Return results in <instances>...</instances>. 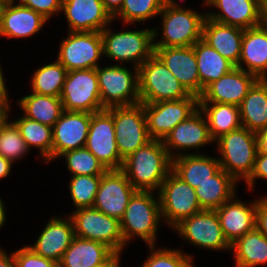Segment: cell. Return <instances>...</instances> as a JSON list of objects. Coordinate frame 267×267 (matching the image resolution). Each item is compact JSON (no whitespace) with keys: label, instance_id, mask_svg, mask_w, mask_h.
<instances>
[{"label":"cell","instance_id":"obj_8","mask_svg":"<svg viewBox=\"0 0 267 267\" xmlns=\"http://www.w3.org/2000/svg\"><path fill=\"white\" fill-rule=\"evenodd\" d=\"M69 217L76 237L101 242L114 252H122L124 249L125 243L118 219L93 207L78 208Z\"/></svg>","mask_w":267,"mask_h":267},{"label":"cell","instance_id":"obj_32","mask_svg":"<svg viewBox=\"0 0 267 267\" xmlns=\"http://www.w3.org/2000/svg\"><path fill=\"white\" fill-rule=\"evenodd\" d=\"M200 77V95L211 82L218 80L236 66L203 39L193 45Z\"/></svg>","mask_w":267,"mask_h":267},{"label":"cell","instance_id":"obj_14","mask_svg":"<svg viewBox=\"0 0 267 267\" xmlns=\"http://www.w3.org/2000/svg\"><path fill=\"white\" fill-rule=\"evenodd\" d=\"M61 41L57 60L67 69H96L103 56L101 32H71Z\"/></svg>","mask_w":267,"mask_h":267},{"label":"cell","instance_id":"obj_6","mask_svg":"<svg viewBox=\"0 0 267 267\" xmlns=\"http://www.w3.org/2000/svg\"><path fill=\"white\" fill-rule=\"evenodd\" d=\"M140 103L182 100L191 94L154 53L138 68Z\"/></svg>","mask_w":267,"mask_h":267},{"label":"cell","instance_id":"obj_51","mask_svg":"<svg viewBox=\"0 0 267 267\" xmlns=\"http://www.w3.org/2000/svg\"><path fill=\"white\" fill-rule=\"evenodd\" d=\"M0 267H15L13 252L10 257L0 248Z\"/></svg>","mask_w":267,"mask_h":267},{"label":"cell","instance_id":"obj_41","mask_svg":"<svg viewBox=\"0 0 267 267\" xmlns=\"http://www.w3.org/2000/svg\"><path fill=\"white\" fill-rule=\"evenodd\" d=\"M28 151L17 126L12 121H6L0 128V155L14 163Z\"/></svg>","mask_w":267,"mask_h":267},{"label":"cell","instance_id":"obj_21","mask_svg":"<svg viewBox=\"0 0 267 267\" xmlns=\"http://www.w3.org/2000/svg\"><path fill=\"white\" fill-rule=\"evenodd\" d=\"M170 157H176L174 150H188L201 148L204 145L213 143L210 137L209 128L203 112L198 108L187 119L178 123L162 141Z\"/></svg>","mask_w":267,"mask_h":267},{"label":"cell","instance_id":"obj_20","mask_svg":"<svg viewBox=\"0 0 267 267\" xmlns=\"http://www.w3.org/2000/svg\"><path fill=\"white\" fill-rule=\"evenodd\" d=\"M154 53L190 94L200 96V77L193 46L154 47Z\"/></svg>","mask_w":267,"mask_h":267},{"label":"cell","instance_id":"obj_33","mask_svg":"<svg viewBox=\"0 0 267 267\" xmlns=\"http://www.w3.org/2000/svg\"><path fill=\"white\" fill-rule=\"evenodd\" d=\"M199 109L206 118L213 141L243 127L239 106L226 103H199Z\"/></svg>","mask_w":267,"mask_h":267},{"label":"cell","instance_id":"obj_28","mask_svg":"<svg viewBox=\"0 0 267 267\" xmlns=\"http://www.w3.org/2000/svg\"><path fill=\"white\" fill-rule=\"evenodd\" d=\"M220 169L218 158L199 153H176L172 159V171L193 189L208 180Z\"/></svg>","mask_w":267,"mask_h":267},{"label":"cell","instance_id":"obj_39","mask_svg":"<svg viewBox=\"0 0 267 267\" xmlns=\"http://www.w3.org/2000/svg\"><path fill=\"white\" fill-rule=\"evenodd\" d=\"M59 157L65 158L72 176L103 175L107 171L105 166L86 147L64 152Z\"/></svg>","mask_w":267,"mask_h":267},{"label":"cell","instance_id":"obj_43","mask_svg":"<svg viewBox=\"0 0 267 267\" xmlns=\"http://www.w3.org/2000/svg\"><path fill=\"white\" fill-rule=\"evenodd\" d=\"M15 267H58V263L34 253L29 247L13 252Z\"/></svg>","mask_w":267,"mask_h":267},{"label":"cell","instance_id":"obj_56","mask_svg":"<svg viewBox=\"0 0 267 267\" xmlns=\"http://www.w3.org/2000/svg\"><path fill=\"white\" fill-rule=\"evenodd\" d=\"M259 7L263 11L267 7V0H258Z\"/></svg>","mask_w":267,"mask_h":267},{"label":"cell","instance_id":"obj_55","mask_svg":"<svg viewBox=\"0 0 267 267\" xmlns=\"http://www.w3.org/2000/svg\"><path fill=\"white\" fill-rule=\"evenodd\" d=\"M262 24L267 26V7L262 11Z\"/></svg>","mask_w":267,"mask_h":267},{"label":"cell","instance_id":"obj_15","mask_svg":"<svg viewBox=\"0 0 267 267\" xmlns=\"http://www.w3.org/2000/svg\"><path fill=\"white\" fill-rule=\"evenodd\" d=\"M175 230L183 239L199 248L211 250H230L231 245L226 240L216 210H202L183 219Z\"/></svg>","mask_w":267,"mask_h":267},{"label":"cell","instance_id":"obj_2","mask_svg":"<svg viewBox=\"0 0 267 267\" xmlns=\"http://www.w3.org/2000/svg\"><path fill=\"white\" fill-rule=\"evenodd\" d=\"M154 198L152 191H136L130 198L120 220L125 245L136 236L145 241L148 246H155L162 215L159 197Z\"/></svg>","mask_w":267,"mask_h":267},{"label":"cell","instance_id":"obj_48","mask_svg":"<svg viewBox=\"0 0 267 267\" xmlns=\"http://www.w3.org/2000/svg\"><path fill=\"white\" fill-rule=\"evenodd\" d=\"M257 136V154H267V128L256 133Z\"/></svg>","mask_w":267,"mask_h":267},{"label":"cell","instance_id":"obj_30","mask_svg":"<svg viewBox=\"0 0 267 267\" xmlns=\"http://www.w3.org/2000/svg\"><path fill=\"white\" fill-rule=\"evenodd\" d=\"M238 182L223 169L195 188L198 202L203 210H216L224 202L235 197Z\"/></svg>","mask_w":267,"mask_h":267},{"label":"cell","instance_id":"obj_52","mask_svg":"<svg viewBox=\"0 0 267 267\" xmlns=\"http://www.w3.org/2000/svg\"><path fill=\"white\" fill-rule=\"evenodd\" d=\"M120 254L121 252H115L109 259L96 267H120Z\"/></svg>","mask_w":267,"mask_h":267},{"label":"cell","instance_id":"obj_37","mask_svg":"<svg viewBox=\"0 0 267 267\" xmlns=\"http://www.w3.org/2000/svg\"><path fill=\"white\" fill-rule=\"evenodd\" d=\"M67 72L58 60L38 68L32 75V92L60 97Z\"/></svg>","mask_w":267,"mask_h":267},{"label":"cell","instance_id":"obj_3","mask_svg":"<svg viewBox=\"0 0 267 267\" xmlns=\"http://www.w3.org/2000/svg\"><path fill=\"white\" fill-rule=\"evenodd\" d=\"M214 142H217L221 155L218 158L220 168L236 181H246L253 171L258 152L256 133L241 127L222 135Z\"/></svg>","mask_w":267,"mask_h":267},{"label":"cell","instance_id":"obj_9","mask_svg":"<svg viewBox=\"0 0 267 267\" xmlns=\"http://www.w3.org/2000/svg\"><path fill=\"white\" fill-rule=\"evenodd\" d=\"M162 219L174 229L183 219L201 212L195 189L171 171L158 190Z\"/></svg>","mask_w":267,"mask_h":267},{"label":"cell","instance_id":"obj_23","mask_svg":"<svg viewBox=\"0 0 267 267\" xmlns=\"http://www.w3.org/2000/svg\"><path fill=\"white\" fill-rule=\"evenodd\" d=\"M66 218H51L36 243L27 247L37 255L59 263L75 237L72 220L69 215Z\"/></svg>","mask_w":267,"mask_h":267},{"label":"cell","instance_id":"obj_7","mask_svg":"<svg viewBox=\"0 0 267 267\" xmlns=\"http://www.w3.org/2000/svg\"><path fill=\"white\" fill-rule=\"evenodd\" d=\"M134 72L118 64L96 68L100 100L104 108L140 103L138 69Z\"/></svg>","mask_w":267,"mask_h":267},{"label":"cell","instance_id":"obj_36","mask_svg":"<svg viewBox=\"0 0 267 267\" xmlns=\"http://www.w3.org/2000/svg\"><path fill=\"white\" fill-rule=\"evenodd\" d=\"M20 131L28 149L34 146L39 148L40 155L44 157L46 163L52 160V127L39 123L22 116L21 118L13 121Z\"/></svg>","mask_w":267,"mask_h":267},{"label":"cell","instance_id":"obj_13","mask_svg":"<svg viewBox=\"0 0 267 267\" xmlns=\"http://www.w3.org/2000/svg\"><path fill=\"white\" fill-rule=\"evenodd\" d=\"M199 108V97L190 95L182 100L144 104L149 136L163 141L170 131Z\"/></svg>","mask_w":267,"mask_h":267},{"label":"cell","instance_id":"obj_44","mask_svg":"<svg viewBox=\"0 0 267 267\" xmlns=\"http://www.w3.org/2000/svg\"><path fill=\"white\" fill-rule=\"evenodd\" d=\"M49 20L52 15L61 12L62 0H19V3Z\"/></svg>","mask_w":267,"mask_h":267},{"label":"cell","instance_id":"obj_47","mask_svg":"<svg viewBox=\"0 0 267 267\" xmlns=\"http://www.w3.org/2000/svg\"><path fill=\"white\" fill-rule=\"evenodd\" d=\"M3 72L1 69L0 65V107H9L11 106L9 103V98H8V90L6 88Z\"/></svg>","mask_w":267,"mask_h":267},{"label":"cell","instance_id":"obj_12","mask_svg":"<svg viewBox=\"0 0 267 267\" xmlns=\"http://www.w3.org/2000/svg\"><path fill=\"white\" fill-rule=\"evenodd\" d=\"M85 147L107 170L121 169L124 159L120 156L116 144L113 107L91 113Z\"/></svg>","mask_w":267,"mask_h":267},{"label":"cell","instance_id":"obj_31","mask_svg":"<svg viewBox=\"0 0 267 267\" xmlns=\"http://www.w3.org/2000/svg\"><path fill=\"white\" fill-rule=\"evenodd\" d=\"M239 107L243 127L254 133L267 128V79H258Z\"/></svg>","mask_w":267,"mask_h":267},{"label":"cell","instance_id":"obj_5","mask_svg":"<svg viewBox=\"0 0 267 267\" xmlns=\"http://www.w3.org/2000/svg\"><path fill=\"white\" fill-rule=\"evenodd\" d=\"M156 30L148 28L113 33L110 27H105L101 31L103 54L120 63L133 62L134 69H138L154 54L153 41L158 35Z\"/></svg>","mask_w":267,"mask_h":267},{"label":"cell","instance_id":"obj_38","mask_svg":"<svg viewBox=\"0 0 267 267\" xmlns=\"http://www.w3.org/2000/svg\"><path fill=\"white\" fill-rule=\"evenodd\" d=\"M167 0H123L121 9L113 16L124 20L123 23L145 22L157 15L163 9Z\"/></svg>","mask_w":267,"mask_h":267},{"label":"cell","instance_id":"obj_26","mask_svg":"<svg viewBox=\"0 0 267 267\" xmlns=\"http://www.w3.org/2000/svg\"><path fill=\"white\" fill-rule=\"evenodd\" d=\"M243 63V64H242ZM244 65L247 69L244 68ZM258 79H267V26L244 29L241 55L236 66Z\"/></svg>","mask_w":267,"mask_h":267},{"label":"cell","instance_id":"obj_18","mask_svg":"<svg viewBox=\"0 0 267 267\" xmlns=\"http://www.w3.org/2000/svg\"><path fill=\"white\" fill-rule=\"evenodd\" d=\"M257 80L255 75L235 67L208 84L199 96V103H226L240 106Z\"/></svg>","mask_w":267,"mask_h":267},{"label":"cell","instance_id":"obj_34","mask_svg":"<svg viewBox=\"0 0 267 267\" xmlns=\"http://www.w3.org/2000/svg\"><path fill=\"white\" fill-rule=\"evenodd\" d=\"M235 267H256L267 264V238L255 227L231 244Z\"/></svg>","mask_w":267,"mask_h":267},{"label":"cell","instance_id":"obj_50","mask_svg":"<svg viewBox=\"0 0 267 267\" xmlns=\"http://www.w3.org/2000/svg\"><path fill=\"white\" fill-rule=\"evenodd\" d=\"M12 162L0 155V179H3L9 175L12 168Z\"/></svg>","mask_w":267,"mask_h":267},{"label":"cell","instance_id":"obj_45","mask_svg":"<svg viewBox=\"0 0 267 267\" xmlns=\"http://www.w3.org/2000/svg\"><path fill=\"white\" fill-rule=\"evenodd\" d=\"M267 179V154H257L250 177L245 181L249 190L255 185V179Z\"/></svg>","mask_w":267,"mask_h":267},{"label":"cell","instance_id":"obj_4","mask_svg":"<svg viewBox=\"0 0 267 267\" xmlns=\"http://www.w3.org/2000/svg\"><path fill=\"white\" fill-rule=\"evenodd\" d=\"M163 40L153 41V47L193 46L202 39L203 24L207 17L195 10L181 8L174 0H167L160 12Z\"/></svg>","mask_w":267,"mask_h":267},{"label":"cell","instance_id":"obj_49","mask_svg":"<svg viewBox=\"0 0 267 267\" xmlns=\"http://www.w3.org/2000/svg\"><path fill=\"white\" fill-rule=\"evenodd\" d=\"M105 9L113 17L122 7L123 0H101Z\"/></svg>","mask_w":267,"mask_h":267},{"label":"cell","instance_id":"obj_35","mask_svg":"<svg viewBox=\"0 0 267 267\" xmlns=\"http://www.w3.org/2000/svg\"><path fill=\"white\" fill-rule=\"evenodd\" d=\"M18 104L28 119L53 127L64 108L60 97L31 93L22 97Z\"/></svg>","mask_w":267,"mask_h":267},{"label":"cell","instance_id":"obj_19","mask_svg":"<svg viewBox=\"0 0 267 267\" xmlns=\"http://www.w3.org/2000/svg\"><path fill=\"white\" fill-rule=\"evenodd\" d=\"M62 11L71 32H101L114 21L101 0H62Z\"/></svg>","mask_w":267,"mask_h":267},{"label":"cell","instance_id":"obj_58","mask_svg":"<svg viewBox=\"0 0 267 267\" xmlns=\"http://www.w3.org/2000/svg\"><path fill=\"white\" fill-rule=\"evenodd\" d=\"M3 3H0V20H1V10H2V7H3Z\"/></svg>","mask_w":267,"mask_h":267},{"label":"cell","instance_id":"obj_24","mask_svg":"<svg viewBox=\"0 0 267 267\" xmlns=\"http://www.w3.org/2000/svg\"><path fill=\"white\" fill-rule=\"evenodd\" d=\"M256 208L257 200L246 205L234 197L216 209L223 234L230 245L255 228Z\"/></svg>","mask_w":267,"mask_h":267},{"label":"cell","instance_id":"obj_10","mask_svg":"<svg viewBox=\"0 0 267 267\" xmlns=\"http://www.w3.org/2000/svg\"><path fill=\"white\" fill-rule=\"evenodd\" d=\"M60 98L66 111L94 113L105 109L100 100L96 69L68 71Z\"/></svg>","mask_w":267,"mask_h":267},{"label":"cell","instance_id":"obj_29","mask_svg":"<svg viewBox=\"0 0 267 267\" xmlns=\"http://www.w3.org/2000/svg\"><path fill=\"white\" fill-rule=\"evenodd\" d=\"M114 253L111 248L101 242L75 236L64 252L58 267H96Z\"/></svg>","mask_w":267,"mask_h":267},{"label":"cell","instance_id":"obj_53","mask_svg":"<svg viewBox=\"0 0 267 267\" xmlns=\"http://www.w3.org/2000/svg\"><path fill=\"white\" fill-rule=\"evenodd\" d=\"M9 110L10 107H0V128L7 121Z\"/></svg>","mask_w":267,"mask_h":267},{"label":"cell","instance_id":"obj_1","mask_svg":"<svg viewBox=\"0 0 267 267\" xmlns=\"http://www.w3.org/2000/svg\"><path fill=\"white\" fill-rule=\"evenodd\" d=\"M121 170L137 191L159 190L172 171V158L161 140L152 139L128 155Z\"/></svg>","mask_w":267,"mask_h":267},{"label":"cell","instance_id":"obj_40","mask_svg":"<svg viewBox=\"0 0 267 267\" xmlns=\"http://www.w3.org/2000/svg\"><path fill=\"white\" fill-rule=\"evenodd\" d=\"M69 190L75 208L93 207L102 175L71 176Z\"/></svg>","mask_w":267,"mask_h":267},{"label":"cell","instance_id":"obj_57","mask_svg":"<svg viewBox=\"0 0 267 267\" xmlns=\"http://www.w3.org/2000/svg\"><path fill=\"white\" fill-rule=\"evenodd\" d=\"M10 1H11V0H0V3L5 4V3L10 2Z\"/></svg>","mask_w":267,"mask_h":267},{"label":"cell","instance_id":"obj_11","mask_svg":"<svg viewBox=\"0 0 267 267\" xmlns=\"http://www.w3.org/2000/svg\"><path fill=\"white\" fill-rule=\"evenodd\" d=\"M113 121L117 148L123 159L152 140L142 103L114 106Z\"/></svg>","mask_w":267,"mask_h":267},{"label":"cell","instance_id":"obj_42","mask_svg":"<svg viewBox=\"0 0 267 267\" xmlns=\"http://www.w3.org/2000/svg\"><path fill=\"white\" fill-rule=\"evenodd\" d=\"M150 255L142 263V267H194L193 258L181 250L156 249L154 245L148 247Z\"/></svg>","mask_w":267,"mask_h":267},{"label":"cell","instance_id":"obj_16","mask_svg":"<svg viewBox=\"0 0 267 267\" xmlns=\"http://www.w3.org/2000/svg\"><path fill=\"white\" fill-rule=\"evenodd\" d=\"M136 191L121 169L107 170L101 177L93 208L120 221Z\"/></svg>","mask_w":267,"mask_h":267},{"label":"cell","instance_id":"obj_25","mask_svg":"<svg viewBox=\"0 0 267 267\" xmlns=\"http://www.w3.org/2000/svg\"><path fill=\"white\" fill-rule=\"evenodd\" d=\"M11 0L3 5L0 20V35L10 38L33 36L47 22L41 14Z\"/></svg>","mask_w":267,"mask_h":267},{"label":"cell","instance_id":"obj_27","mask_svg":"<svg viewBox=\"0 0 267 267\" xmlns=\"http://www.w3.org/2000/svg\"><path fill=\"white\" fill-rule=\"evenodd\" d=\"M244 29L224 25L206 17L202 39L235 66L239 64Z\"/></svg>","mask_w":267,"mask_h":267},{"label":"cell","instance_id":"obj_46","mask_svg":"<svg viewBox=\"0 0 267 267\" xmlns=\"http://www.w3.org/2000/svg\"><path fill=\"white\" fill-rule=\"evenodd\" d=\"M255 227L267 238V197L257 200Z\"/></svg>","mask_w":267,"mask_h":267},{"label":"cell","instance_id":"obj_17","mask_svg":"<svg viewBox=\"0 0 267 267\" xmlns=\"http://www.w3.org/2000/svg\"><path fill=\"white\" fill-rule=\"evenodd\" d=\"M91 113L64 110L52 127V160L64 152L85 147Z\"/></svg>","mask_w":267,"mask_h":267},{"label":"cell","instance_id":"obj_54","mask_svg":"<svg viewBox=\"0 0 267 267\" xmlns=\"http://www.w3.org/2000/svg\"><path fill=\"white\" fill-rule=\"evenodd\" d=\"M6 219L5 208L2 199L0 198V228L4 225Z\"/></svg>","mask_w":267,"mask_h":267},{"label":"cell","instance_id":"obj_22","mask_svg":"<svg viewBox=\"0 0 267 267\" xmlns=\"http://www.w3.org/2000/svg\"><path fill=\"white\" fill-rule=\"evenodd\" d=\"M205 5L217 8L220 13L207 12V18L243 29L262 24V11L258 0H205Z\"/></svg>","mask_w":267,"mask_h":267}]
</instances>
